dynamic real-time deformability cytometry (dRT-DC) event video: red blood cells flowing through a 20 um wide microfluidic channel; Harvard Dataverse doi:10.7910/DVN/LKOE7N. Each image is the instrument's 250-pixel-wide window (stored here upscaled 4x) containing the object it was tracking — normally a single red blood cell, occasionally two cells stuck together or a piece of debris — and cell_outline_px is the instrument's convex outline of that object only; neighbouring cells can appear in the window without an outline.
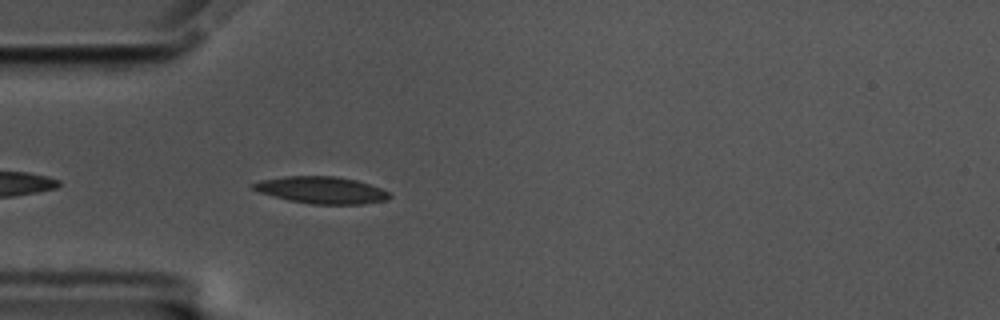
{"species": "common noctule bat (a hibernating species)", "species_latin": "Nyctalus noctula", "temperature_condition": "cold", "stored_images_in_passage": 42, "camera_frame_rate_fps": 3000, "um_per_image_px": 0.085, "animal": {"sex": "male", "body_mass_g": 17.5, "forearm_length_mm": 52.3}, "frame": {"image": 1, "passage_image": 3, "time_ms": 0.667, "image_size_px": [1000, 320], "cell_outline_px": [[392, 196], [388, 200], [364, 204], [312, 204], [288, 200], [260, 192], [252, 188], [252, 184], [260, 180], [284, 176], [336, 176], [356, 180], [380, 188], [388, 192]], "centroid_in_image_um": [27.34, 16.16], "position_along_channel_um": 57.7, "area_um2": 21.33}}
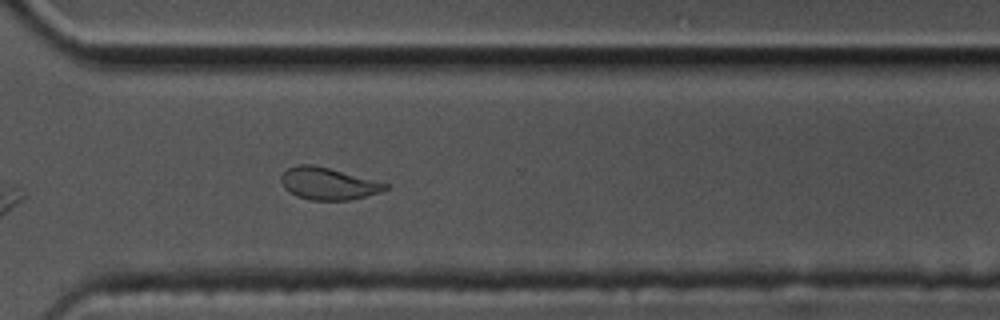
{"frame": {"image": 2, "passage_image": 28, "time_ms": 9.0, "image_size_px": [1000, 320], "cell_outline_px": [[388, 188], [380, 192], [348, 200], [312, 200], [296, 196], [288, 192], [284, 188], [280, 180], [280, 176], [288, 168], [296, 164], [312, 164], [328, 168], [388, 184]], "centroid_in_image_um": [27.82, 15.61], "position_along_channel_um": 342.8, "area_um2": 19.25}}
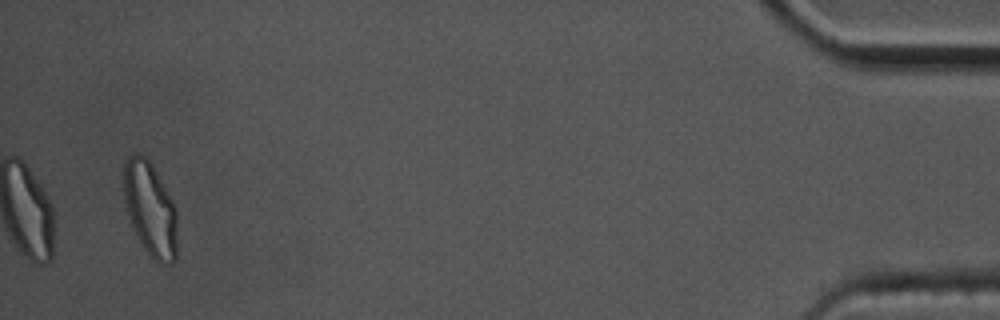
{"frame": {"image": 3, "passage_image": 42, "time_ms": 13.667, "image_size_px": [1000, 320], "cell_outline_px": [[176, 260], [172, 264], [160, 264], [140, 244], [132, 224], [124, 200], [124, 160], [128, 156], [136, 152], [140, 152], [152, 164], [168, 192], [176, 208]], "centroid_in_image_um": [12.77, 17.75], "position_along_channel_um": 422.4, "area_um2": 29.25}, "authors_computed_cell_mechanics": {"area_um2": 20.4034, "velocity_mm_per_s": 3.4694, "shape_relaxation_time_tau1_ms": 8.0676, "shape_relaxation_time_tau2_ms": 2.4629, "deformation_change_tau1": 0.183, "deformation_change_tau2": 0.0908}}